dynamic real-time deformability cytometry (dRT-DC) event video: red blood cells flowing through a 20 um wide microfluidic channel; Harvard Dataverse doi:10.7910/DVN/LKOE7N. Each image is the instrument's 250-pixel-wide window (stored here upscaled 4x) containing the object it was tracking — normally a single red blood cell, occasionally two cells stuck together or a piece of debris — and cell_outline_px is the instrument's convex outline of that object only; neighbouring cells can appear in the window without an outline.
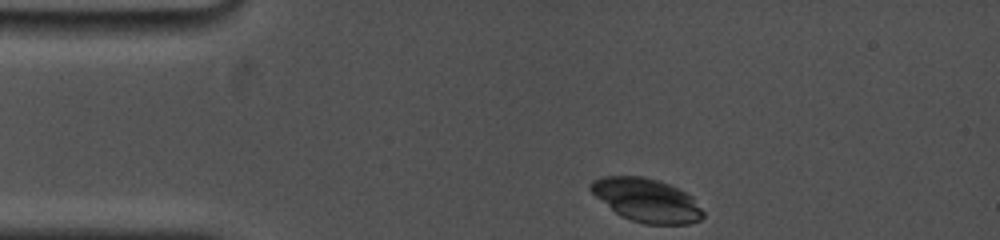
{"species": "common noctule bat (a hibernating species)", "species_latin": "Nyctalus noctula", "temperature_condition": "cold", "stored_images_in_passage": 18, "camera_frame_rate_fps": 5000, "um_per_image_px": 0.085, "animal": {"sex": "female", "body_mass_g": 19.0, "forearm_length_mm": 53.3}, "frame": {"image": 1, "passage_image": 1, "time_ms": 0.0, "image_size_px": [1000, 240], "cell_outline_px": [[704, 216], [700, 220], [688, 224], [644, 224], [632, 220], [616, 212], [596, 196], [588, 188], [588, 184], [592, 180], [604, 176], [644, 176], [660, 180], [692, 196], [704, 212]], "centroid_in_image_um": [54.97, 17.0], "position_along_channel_um": 30.0, "area_um2": 28.26}}
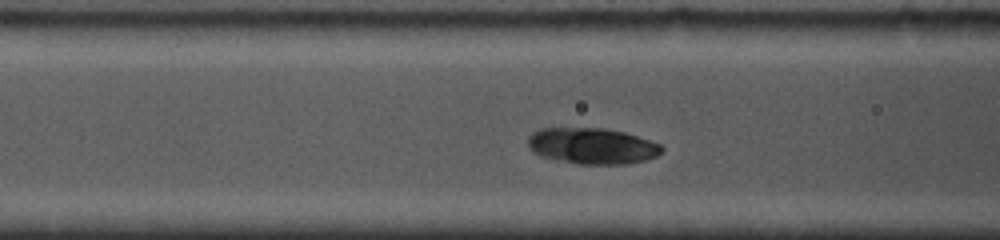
{"frame": {"image": 2, "passage_image": 11, "time_ms": 3.6, "image_size_px": [1000, 240], "cell_outline_px": [[664, 152], [656, 156], [644, 160], [628, 164], [576, 164], [540, 156], [532, 152], [528, 148], [528, 136], [532, 132], [540, 128], [604, 128], [624, 132], [660, 144], [664, 148]], "centroid_in_image_um": [50.3, 12.41], "position_along_channel_um": 116.3, "area_um2": 28.32}}
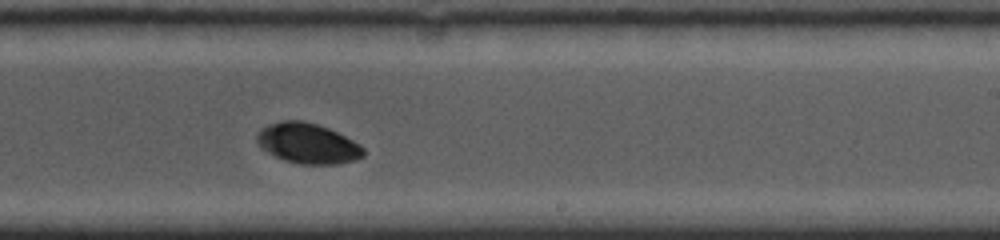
{"frame": {"image": 3, "passage_image": 18, "time_ms": 7.6, "image_size_px": [1000, 240], "cell_outline_px": [[364, 156], [356, 160], [336, 164], [300, 164], [284, 160], [260, 148], [256, 140], [256, 136], [260, 128], [268, 124], [280, 120], [304, 120], [328, 128], [360, 144], [364, 148]], "centroid_in_image_um": [26.13, 12.18], "position_along_channel_um": 262.9, "area_um2": 25.14}}